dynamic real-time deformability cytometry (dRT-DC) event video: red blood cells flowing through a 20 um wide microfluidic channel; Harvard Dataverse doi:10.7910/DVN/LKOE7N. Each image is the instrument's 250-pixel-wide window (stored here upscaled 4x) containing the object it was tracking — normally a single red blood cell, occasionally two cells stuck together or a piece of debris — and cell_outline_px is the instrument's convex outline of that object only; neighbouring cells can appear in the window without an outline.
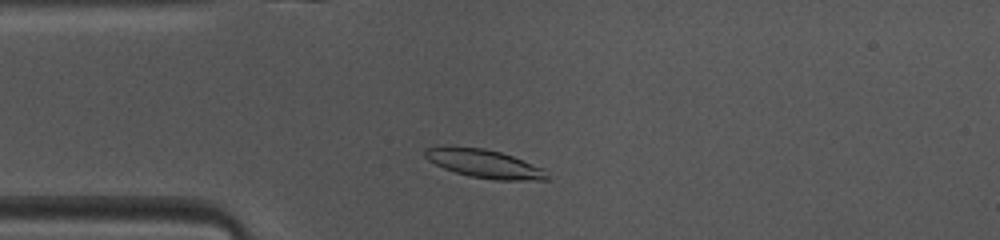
{"species": "common noctule bat (a hibernating species)", "species_latin": "Nyctalus noctula", "temperature_condition": "warm", "stored_images_in_passage": 46, "camera_frame_rate_fps": 3000, "um_per_image_px": 0.085, "animal": {"sex": "female", "body_mass_g": 10.0, "forearm_length_mm": 53.1}, "frame": {"image": 1, "passage_image": 10, "time_ms": 3.0, "image_size_px": [1000, 240], "cell_outline_px": [[548, 180], [496, 180], [468, 176], [444, 168], [428, 160], [424, 156], [424, 148], [448, 144], [484, 148], [500, 152], [512, 156], [544, 168], [548, 176]], "centroid_in_image_um": [41.11, 13.88], "position_along_channel_um": 43.9, "area_um2": 20.58}}
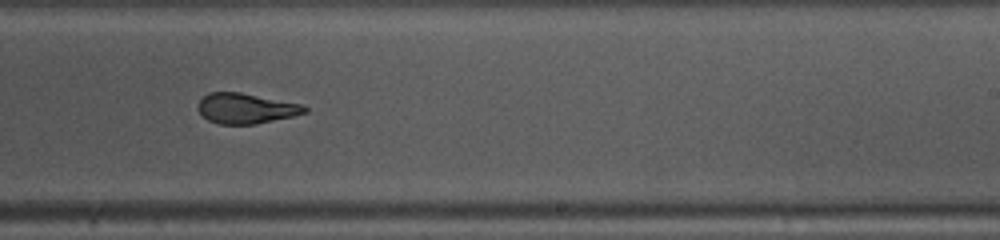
{"frame": {"image": 2, "passage_image": 27, "time_ms": 8.667, "image_size_px": [1000, 240], "cell_outline_px": [[308, 112], [292, 116], [256, 124], [220, 124], [208, 120], [196, 108], [196, 104], [208, 92], [240, 92], [304, 104], [308, 108]], "centroid_in_image_um": [20.91, 9.2], "position_along_channel_um": 268.1, "area_um2": 18.96}}
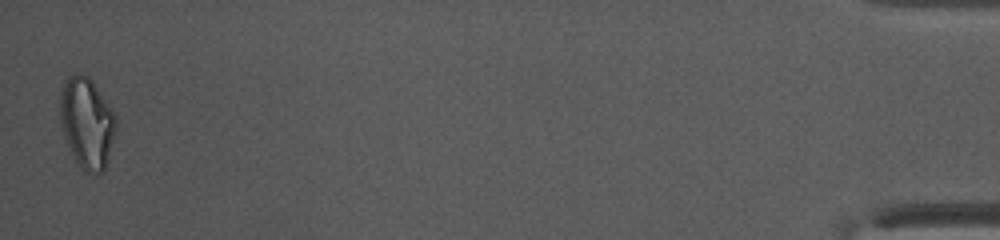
{"frame": {"image": 3, "passage_image": 46, "time_ms": 15.0, "image_size_px": [1000, 240], "cell_outline_px": [[116, 128], [108, 160], [104, 172], [84, 172], [76, 164], [64, 136], [60, 120], [60, 96], [64, 80], [68, 76], [76, 72], [80, 72], [88, 76], [92, 80], [116, 116]], "centroid_in_image_um": [7.37, 10.43], "position_along_channel_um": 427.8, "area_um2": 29.71}, "authors_computed_cell_mechanics": {"area_um2": 20.3167, "velocity_mm_per_s": 4.1117, "shape_relaxation_time_tau1_ms": 5.1875, "shape_relaxation_time_tau2_ms": 1.2475, "deformation_change_tau1": 0.1947, "deformation_change_tau2": 0.1003}}